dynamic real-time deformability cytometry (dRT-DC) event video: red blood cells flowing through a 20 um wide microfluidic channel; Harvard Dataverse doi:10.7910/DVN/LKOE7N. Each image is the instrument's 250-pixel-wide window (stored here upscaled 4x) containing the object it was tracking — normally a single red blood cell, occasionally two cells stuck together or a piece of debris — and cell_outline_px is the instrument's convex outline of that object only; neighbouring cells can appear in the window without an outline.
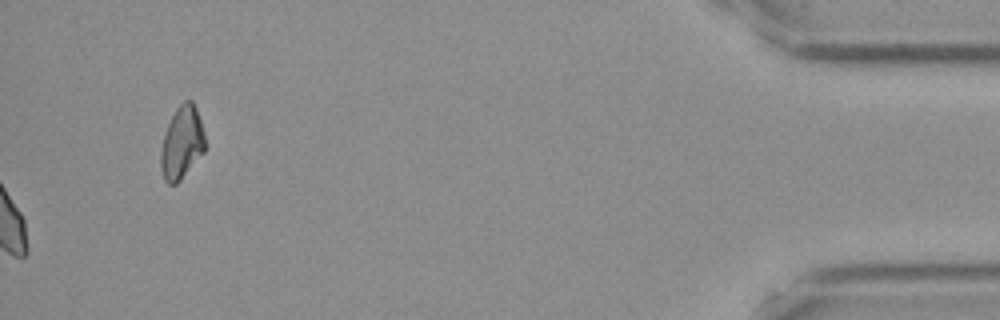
{"species": "Egyptian fruit bat (a non-hibernating species)", "species_latin": "Rousettus aegyptiacus", "temperature_condition": "cold", "stored_images_in_passage": 42, "camera_frame_rate_fps": 3000, "um_per_image_px": 0.085, "frame": {"image": 1, "passage_image": 42, "time_ms": 13.667, "image_size_px": [1000, 320], "cell_outline_px": [[204, 152], [180, 180], [176, 184], [168, 184], [164, 180], [160, 168], [160, 152], [164, 132], [176, 108], [184, 100], [192, 100], [196, 108], [204, 132]], "centroid_in_image_um": [15.43, 12.14], "position_along_channel_um": 419.8, "area_um2": 18.73}, "authors_computed_cell_mechanics": {"area_um2": 21.1837, "velocity_mm_per_s": 3.5644, "shape_relaxation_time_tau1_ms": 8.3056, "shape_relaxation_time_tau2_ms": 1.3244, "deformation_change_tau1": 0.0785, "deformation_change_tau2": 0.0421}}